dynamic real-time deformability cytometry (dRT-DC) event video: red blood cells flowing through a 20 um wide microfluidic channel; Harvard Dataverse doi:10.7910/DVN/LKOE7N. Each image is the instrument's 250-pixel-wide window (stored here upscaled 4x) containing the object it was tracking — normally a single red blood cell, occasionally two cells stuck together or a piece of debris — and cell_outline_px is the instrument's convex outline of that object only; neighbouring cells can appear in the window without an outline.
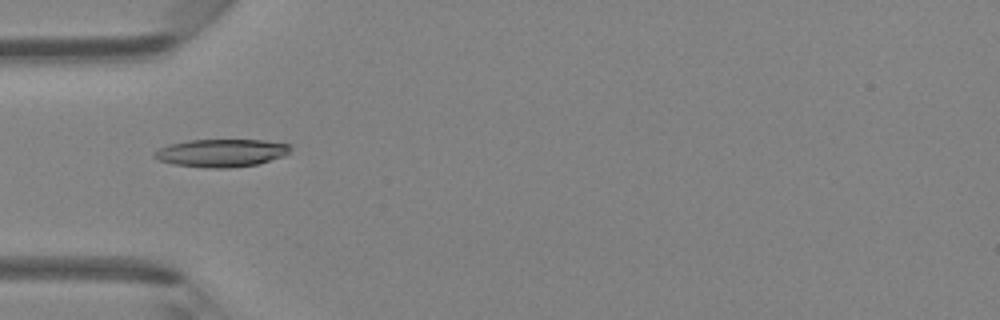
{"species": "Egyptian fruit bat (a non-hibernating species)", "species_latin": "Rousettus aegyptiacus", "temperature_condition": "room temperature", "stored_images_in_passage": 5, "camera_frame_rate_fps": 3000, "um_per_image_px": 0.085, "animal": {"sex": "female"}, "frame": {"image": 1, "passage_image": 4, "time_ms": 4.333, "image_size_px": [1000, 320], "cell_outline_px": [[292, 148], [284, 156], [256, 164], [228, 168], [204, 168], [172, 164], [160, 160], [152, 156], [160, 148], [168, 144], [188, 140], [264, 140], [292, 144]], "centroid_in_image_um": [18.83, 12.99], "position_along_channel_um": 66.2, "area_um2": 22.08}}
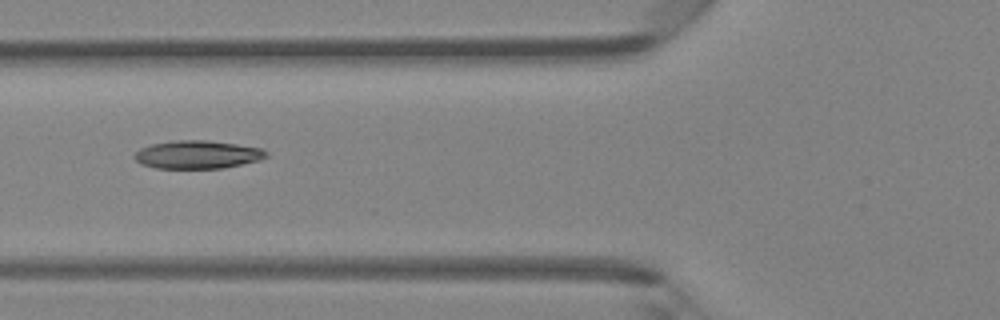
{"frame": {"image": 2, "passage_image": 5, "time_ms": 5.333, "image_size_px": [1000, 320], "cell_outline_px": [[268, 156], [260, 160], [224, 168], [156, 168], [140, 164], [132, 156], [140, 148], [152, 144], [176, 140], [208, 140], [264, 148], [268, 152]], "centroid_in_image_um": [16.8, 13.14], "position_along_channel_um": 109.0, "area_um2": 21.73}}